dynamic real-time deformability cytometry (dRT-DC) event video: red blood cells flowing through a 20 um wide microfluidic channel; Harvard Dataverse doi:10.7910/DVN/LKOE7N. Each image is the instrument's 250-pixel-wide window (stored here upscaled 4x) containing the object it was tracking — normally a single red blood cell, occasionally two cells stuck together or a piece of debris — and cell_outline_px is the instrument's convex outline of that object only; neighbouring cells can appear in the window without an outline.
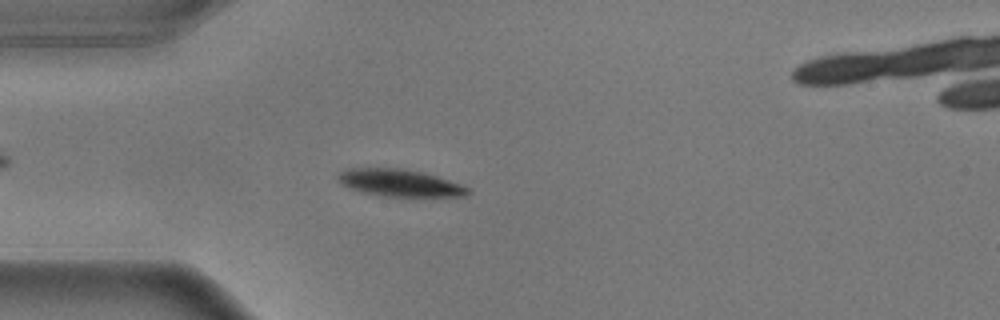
{"species": "common noctule bat (a hibernating species)", "species_latin": "Nyctalus noctula", "temperature_condition": "warm", "stored_images_in_passage": 41, "camera_frame_rate_fps": 3000, "um_per_image_px": 0.085, "animal": {"sex": "male", "body_mass_g": 17.9}, "frame": {"image": 1, "passage_image": 13, "time_ms": 4.0, "image_size_px": [1000, 320], "cell_outline_px": [[472, 192], [464, 196], [384, 196], [360, 192], [340, 184], [336, 180], [336, 176], [344, 168], [404, 168], [424, 172], [460, 184], [468, 188]], "centroid_in_image_um": [33.91, 15.53], "position_along_channel_um": 51.1, "area_um2": 20.69}}
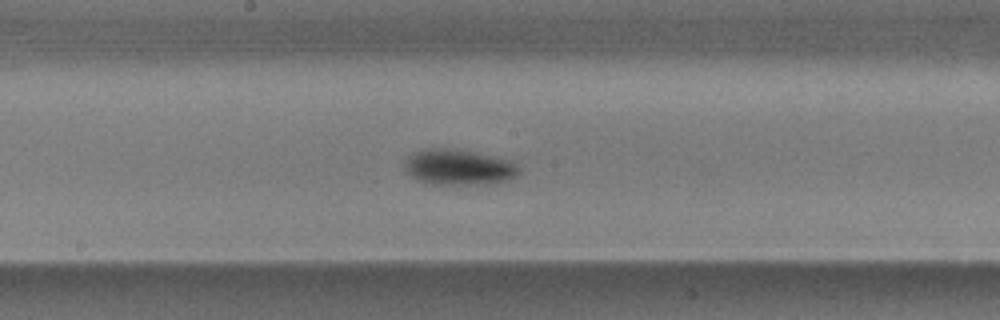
{"frame": {"image": 2, "passage_image": 27, "time_ms": 8.667, "image_size_px": [1000, 320], "cell_outline_px": [[520, 172], [516, 176], [508, 180], [496, 184], [432, 184], [416, 180], [404, 172], [404, 164], [408, 156], [424, 148], [448, 148], [472, 152], [508, 160], [516, 164], [520, 168]], "centroid_in_image_um": [38.96, 14.23], "position_along_channel_um": 209.2, "area_um2": 23.87}}
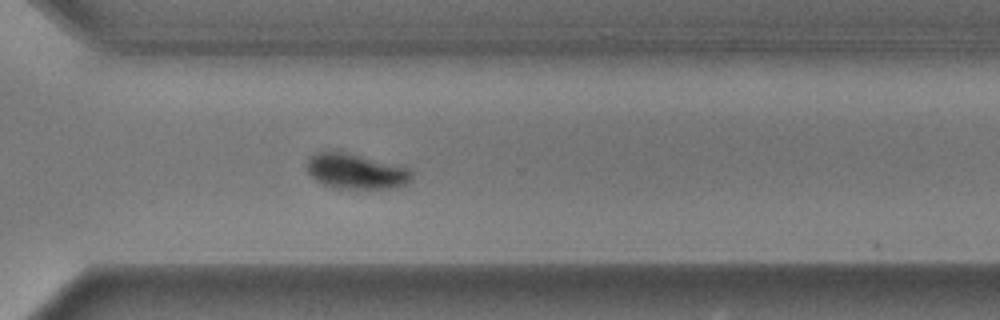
{"frame": {"image": 3, "passage_image": 38, "time_ms": 12.333, "image_size_px": [1000, 320], "cell_outline_px": [[412, 176], [404, 184], [388, 188], [336, 188], [324, 184], [316, 180], [308, 172], [308, 160], [316, 152], [344, 152], [408, 168], [412, 172]], "centroid_in_image_um": [30.22, 14.57], "position_along_channel_um": 340.4, "area_um2": 20.69}, "authors_computed_cell_mechanics": {"area_um2": 22.542, "velocity_mm_per_s": 3.5825, "shape_relaxation_time_tau1_ms": 1.9403, "shape_relaxation_time_tau2_ms": null, "deformation_change_tau1": 0.1304, "deformation_change_tau2": null}}